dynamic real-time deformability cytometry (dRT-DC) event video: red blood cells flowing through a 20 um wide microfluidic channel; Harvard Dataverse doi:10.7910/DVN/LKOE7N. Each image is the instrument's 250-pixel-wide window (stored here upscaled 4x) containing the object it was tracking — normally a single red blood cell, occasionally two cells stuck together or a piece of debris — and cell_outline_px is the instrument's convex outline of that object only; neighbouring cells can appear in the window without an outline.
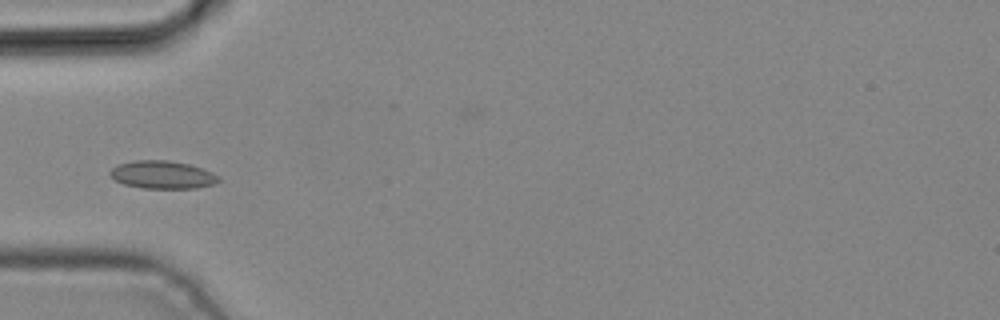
{"species": "common noctule bat (a hibernating species)", "species_latin": "Nyctalus noctula", "temperature_condition": "cold", "stored_images_in_passage": 4, "camera_frame_rate_fps": 3000, "um_per_image_px": 0.085, "animal": {"sex": "male", "body_mass_g": 19.2, "forearm_length_mm": 51.8}, "frame": {"image": 1, "passage_image": 4, "time_ms": 1.0, "image_size_px": [1000, 320], "cell_outline_px": [[220, 180], [216, 184], [196, 188], [144, 188], [124, 184], [116, 180], [108, 172], [112, 168], [120, 164], [136, 160], [168, 160], [188, 164], [212, 172], [220, 176]], "centroid_in_image_um": [13.84, 14.86], "position_along_channel_um": 71.2, "area_um2": 17.51}}